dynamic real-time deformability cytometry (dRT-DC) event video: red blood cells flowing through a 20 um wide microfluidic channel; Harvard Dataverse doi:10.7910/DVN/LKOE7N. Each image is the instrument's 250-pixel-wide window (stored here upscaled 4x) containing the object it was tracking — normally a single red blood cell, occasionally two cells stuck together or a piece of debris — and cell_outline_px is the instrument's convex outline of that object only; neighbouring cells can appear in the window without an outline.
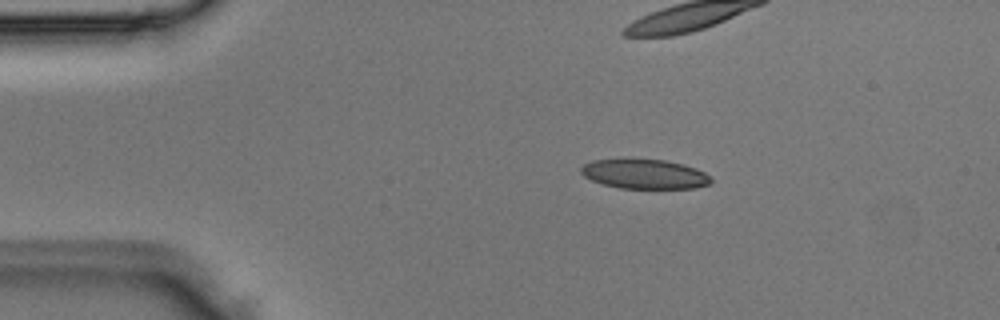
{"species": "Egyptian fruit bat (a non-hibernating species)", "species_latin": "Rousettus aegyptiacus", "temperature_condition": "room temperature", "stored_images_in_passage": 3, "camera_frame_rate_fps": 3000, "um_per_image_px": 0.085, "animal": {"sex": "male"}, "frame": {"image": 1, "passage_image": 1, "time_ms": 0.0, "image_size_px": [1000, 320], "cell_outline_px": [[712, 180], [708, 184], [696, 188], [620, 188], [604, 184], [592, 180], [584, 176], [580, 172], [580, 168], [584, 164], [592, 160], [664, 160], [684, 164], [696, 168], [712, 176]], "centroid_in_image_um": [54.82, 14.8], "position_along_channel_um": 30.2, "area_um2": 22.14}}
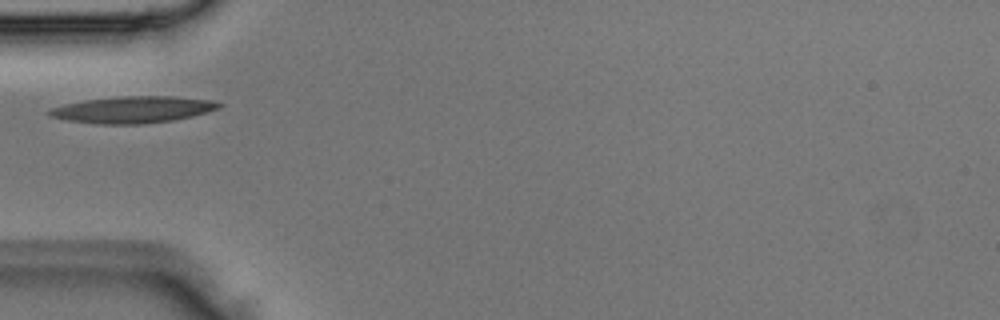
{"frame": {"image": 2, "passage_image": 3, "time_ms": 0.667, "image_size_px": [1000, 320], "cell_outline_px": [[224, 104], [220, 108], [192, 116], [172, 120], [144, 124], [100, 124], [68, 120], [48, 116], [44, 112], [48, 108], [64, 104], [84, 100], [116, 96], [172, 96], [212, 100]], "centroid_in_image_um": [11.25, 9.31], "position_along_channel_um": 73.8, "area_um2": 26.59}}